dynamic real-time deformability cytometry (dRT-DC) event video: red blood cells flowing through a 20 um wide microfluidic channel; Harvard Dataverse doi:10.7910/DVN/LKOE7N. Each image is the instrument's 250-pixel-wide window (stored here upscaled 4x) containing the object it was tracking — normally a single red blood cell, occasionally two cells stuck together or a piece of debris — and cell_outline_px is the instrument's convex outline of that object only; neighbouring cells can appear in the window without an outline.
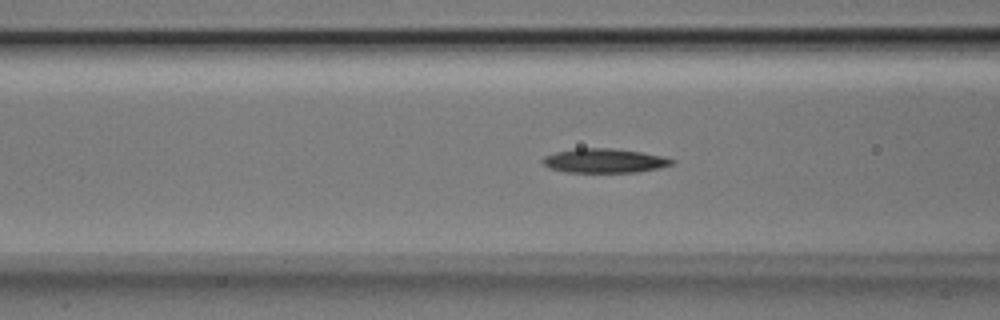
{"species": "Egyptian fruit bat (a non-hibernating species)", "species_latin": "Rousettus aegyptiacus", "temperature_condition": "room temperature", "stored_images_in_passage": 51, "camera_frame_rate_fps": 3000, "um_per_image_px": 0.085, "animal": {"sex": "male"}, "frame": {"image": 1, "passage_image": 19, "time_ms": 6.0, "image_size_px": [1000, 320], "cell_outline_px": [[676, 164], [660, 168], [636, 172], [564, 172], [548, 168], [540, 160], [544, 156], [556, 152], [576, 148], [612, 148], [640, 152], [660, 156], [676, 160]], "centroid_in_image_um": [51.36, 13.66], "position_along_channel_um": 115.2, "area_um2": 18.32}}
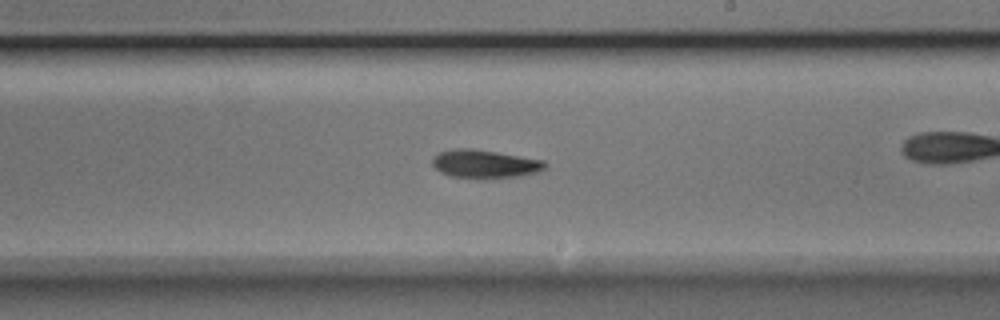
{"frame": {"image": 2, "passage_image": 29, "time_ms": 9.333, "image_size_px": [1000, 320], "cell_outline_px": [[548, 164], [544, 168], [536, 172], [524, 176], [480, 180], [448, 176], [440, 172], [432, 164], [432, 156], [440, 152], [456, 148], [472, 148], [544, 160]], "centroid_in_image_um": [41.19, 13.96], "position_along_channel_um": 247.8, "area_um2": 19.07}}
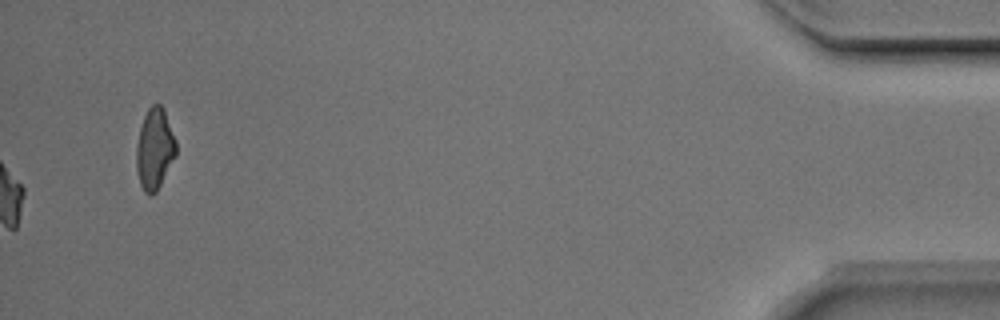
{"frame": {"image": 3, "passage_image": 51, "time_ms": 16.667, "image_size_px": [1000, 320], "cell_outline_px": [[176, 156], [156, 192], [152, 196], [148, 196], [144, 192], [140, 184], [136, 168], [136, 144], [140, 128], [144, 116], [148, 108], [152, 104], [160, 104], [164, 108], [176, 140]], "centroid_in_image_um": [13.14, 12.67], "position_along_channel_um": 422.1, "area_um2": 18.96}, "authors_computed_cell_mechanics": {"area_um2": 17.5712, "velocity_mm_per_s": 3.988, "shape_relaxation_time_tau1_ms": 3.8373, "shape_relaxation_time_tau2_ms": null, "deformation_change_tau1": 0.1438, "deformation_change_tau2": null}}